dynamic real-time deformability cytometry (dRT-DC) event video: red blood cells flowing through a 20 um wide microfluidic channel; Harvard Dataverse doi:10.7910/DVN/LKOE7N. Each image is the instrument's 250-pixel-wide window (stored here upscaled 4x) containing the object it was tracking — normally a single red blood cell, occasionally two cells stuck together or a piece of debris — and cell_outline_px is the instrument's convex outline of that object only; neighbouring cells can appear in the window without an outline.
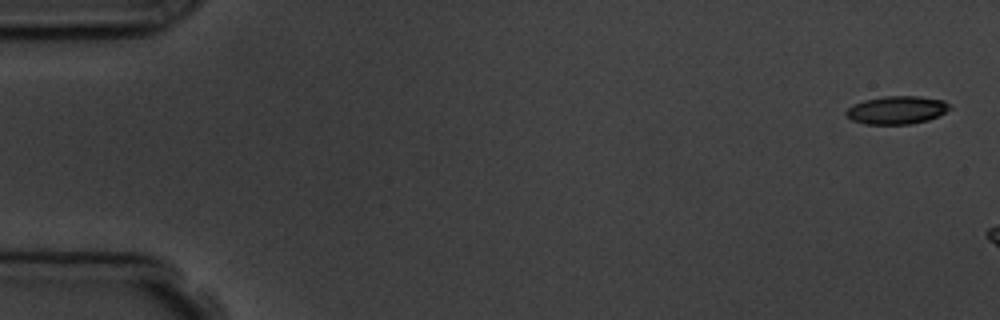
{"species": "common noctule bat (a hibernating species)", "species_latin": "Nyctalus noctula", "temperature_condition": "room temperature", "stored_images_in_passage": 3, "camera_frame_rate_fps": 3000, "um_per_image_px": 0.085, "animal": {"sex": "male", "body_mass_g": 19.5, "forearm_length_mm": 54.6}, "frame": {"image": 1, "passage_image": 1, "time_ms": 0.0, "image_size_px": [1000, 320], "cell_outline_px": [[952, 108], [928, 120], [912, 124], [864, 124], [852, 120], [844, 112], [852, 104], [864, 100], [884, 96], [920, 96], [944, 100]], "centroid_in_image_um": [76.21, 9.35], "position_along_channel_um": 8.8, "area_um2": 16.94}}